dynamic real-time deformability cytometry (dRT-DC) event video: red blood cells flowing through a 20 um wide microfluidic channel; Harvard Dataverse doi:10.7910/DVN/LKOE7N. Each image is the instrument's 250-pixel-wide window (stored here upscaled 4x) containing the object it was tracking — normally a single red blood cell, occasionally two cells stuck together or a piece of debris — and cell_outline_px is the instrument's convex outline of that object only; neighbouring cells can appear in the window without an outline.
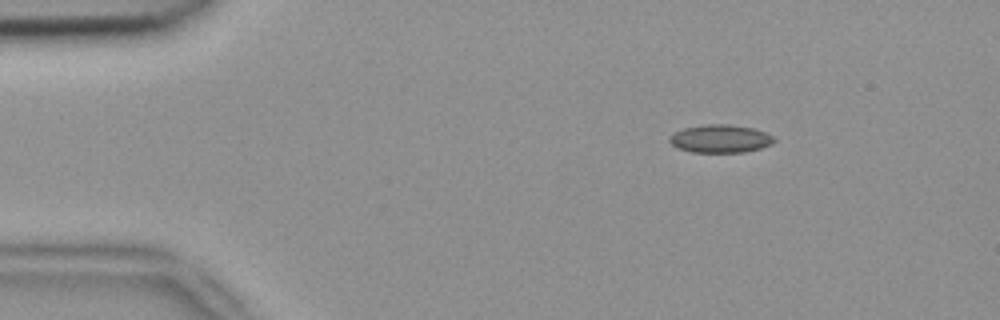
{"species": "common noctule bat (a hibernating species)", "species_latin": "Nyctalus noctula", "temperature_condition": "room temperature", "stored_images_in_passage": 3, "camera_frame_rate_fps": 3000, "um_per_image_px": 0.085, "animal": {"sex": "female", "body_mass_g": 18.4}, "frame": {"image": 1, "passage_image": 1, "time_ms": 0.0, "image_size_px": [1000, 320], "cell_outline_px": [[776, 140], [772, 144], [760, 148], [744, 152], [692, 152], [680, 148], [672, 144], [668, 140], [676, 132], [684, 128], [704, 124], [728, 124], [752, 128], [764, 132], [772, 136]], "centroid_in_image_um": [61.25, 11.79], "position_along_channel_um": 23.8, "area_um2": 16.82}}